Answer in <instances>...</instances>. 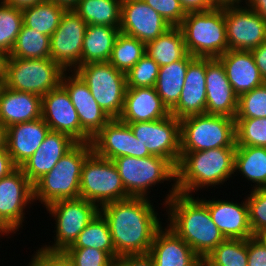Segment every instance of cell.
Masks as SVG:
<instances>
[{
	"instance_id": "cell-21",
	"label": "cell",
	"mask_w": 266,
	"mask_h": 266,
	"mask_svg": "<svg viewBox=\"0 0 266 266\" xmlns=\"http://www.w3.org/2000/svg\"><path fill=\"white\" fill-rule=\"evenodd\" d=\"M208 207L211 219L225 239H248L253 237L249 222L246 196L241 204L229 200L200 198Z\"/></svg>"
},
{
	"instance_id": "cell-35",
	"label": "cell",
	"mask_w": 266,
	"mask_h": 266,
	"mask_svg": "<svg viewBox=\"0 0 266 266\" xmlns=\"http://www.w3.org/2000/svg\"><path fill=\"white\" fill-rule=\"evenodd\" d=\"M96 248L105 251L114 261L116 252L108 223L99 212L80 232L72 246L68 248Z\"/></svg>"
},
{
	"instance_id": "cell-11",
	"label": "cell",
	"mask_w": 266,
	"mask_h": 266,
	"mask_svg": "<svg viewBox=\"0 0 266 266\" xmlns=\"http://www.w3.org/2000/svg\"><path fill=\"white\" fill-rule=\"evenodd\" d=\"M64 72L51 58L9 57L4 86L43 97L61 84Z\"/></svg>"
},
{
	"instance_id": "cell-28",
	"label": "cell",
	"mask_w": 266,
	"mask_h": 266,
	"mask_svg": "<svg viewBox=\"0 0 266 266\" xmlns=\"http://www.w3.org/2000/svg\"><path fill=\"white\" fill-rule=\"evenodd\" d=\"M42 97L19 92L5 87L0 88V123L6 128L41 118Z\"/></svg>"
},
{
	"instance_id": "cell-5",
	"label": "cell",
	"mask_w": 266,
	"mask_h": 266,
	"mask_svg": "<svg viewBox=\"0 0 266 266\" xmlns=\"http://www.w3.org/2000/svg\"><path fill=\"white\" fill-rule=\"evenodd\" d=\"M112 161L119 172L126 193L130 197L149 198L151 192L149 190L165 181H168L169 184L171 181L174 183H171V190L169 189V193L165 195L163 205L178 192L176 189V167L163 157L156 155L143 158L121 156Z\"/></svg>"
},
{
	"instance_id": "cell-55",
	"label": "cell",
	"mask_w": 266,
	"mask_h": 266,
	"mask_svg": "<svg viewBox=\"0 0 266 266\" xmlns=\"http://www.w3.org/2000/svg\"><path fill=\"white\" fill-rule=\"evenodd\" d=\"M58 4L66 10H73L79 3V0H48Z\"/></svg>"
},
{
	"instance_id": "cell-22",
	"label": "cell",
	"mask_w": 266,
	"mask_h": 266,
	"mask_svg": "<svg viewBox=\"0 0 266 266\" xmlns=\"http://www.w3.org/2000/svg\"><path fill=\"white\" fill-rule=\"evenodd\" d=\"M149 255L155 266H203L202 259L168 226L155 233Z\"/></svg>"
},
{
	"instance_id": "cell-50",
	"label": "cell",
	"mask_w": 266,
	"mask_h": 266,
	"mask_svg": "<svg viewBox=\"0 0 266 266\" xmlns=\"http://www.w3.org/2000/svg\"><path fill=\"white\" fill-rule=\"evenodd\" d=\"M251 53L253 54L256 66L262 78L266 82V40L261 45L251 50Z\"/></svg>"
},
{
	"instance_id": "cell-29",
	"label": "cell",
	"mask_w": 266,
	"mask_h": 266,
	"mask_svg": "<svg viewBox=\"0 0 266 266\" xmlns=\"http://www.w3.org/2000/svg\"><path fill=\"white\" fill-rule=\"evenodd\" d=\"M195 58L187 53L181 60L159 68L154 88L169 111L177 104L180 98L187 68Z\"/></svg>"
},
{
	"instance_id": "cell-32",
	"label": "cell",
	"mask_w": 266,
	"mask_h": 266,
	"mask_svg": "<svg viewBox=\"0 0 266 266\" xmlns=\"http://www.w3.org/2000/svg\"><path fill=\"white\" fill-rule=\"evenodd\" d=\"M145 50L160 67L181 60L187 54L179 26H172L155 40L147 42Z\"/></svg>"
},
{
	"instance_id": "cell-25",
	"label": "cell",
	"mask_w": 266,
	"mask_h": 266,
	"mask_svg": "<svg viewBox=\"0 0 266 266\" xmlns=\"http://www.w3.org/2000/svg\"><path fill=\"white\" fill-rule=\"evenodd\" d=\"M49 131L50 127L42 118L7 127L6 149L16 167L36 152Z\"/></svg>"
},
{
	"instance_id": "cell-33",
	"label": "cell",
	"mask_w": 266,
	"mask_h": 266,
	"mask_svg": "<svg viewBox=\"0 0 266 266\" xmlns=\"http://www.w3.org/2000/svg\"><path fill=\"white\" fill-rule=\"evenodd\" d=\"M122 0H79L73 9L87 25L120 26Z\"/></svg>"
},
{
	"instance_id": "cell-15",
	"label": "cell",
	"mask_w": 266,
	"mask_h": 266,
	"mask_svg": "<svg viewBox=\"0 0 266 266\" xmlns=\"http://www.w3.org/2000/svg\"><path fill=\"white\" fill-rule=\"evenodd\" d=\"M86 27L87 23L74 10H66L51 35L50 58L64 71H75L81 65Z\"/></svg>"
},
{
	"instance_id": "cell-6",
	"label": "cell",
	"mask_w": 266,
	"mask_h": 266,
	"mask_svg": "<svg viewBox=\"0 0 266 266\" xmlns=\"http://www.w3.org/2000/svg\"><path fill=\"white\" fill-rule=\"evenodd\" d=\"M187 53L200 58H218L228 51L224 3L204 12H189L179 25Z\"/></svg>"
},
{
	"instance_id": "cell-51",
	"label": "cell",
	"mask_w": 266,
	"mask_h": 266,
	"mask_svg": "<svg viewBox=\"0 0 266 266\" xmlns=\"http://www.w3.org/2000/svg\"><path fill=\"white\" fill-rule=\"evenodd\" d=\"M16 166L11 160L7 149L0 150V179L12 172Z\"/></svg>"
},
{
	"instance_id": "cell-38",
	"label": "cell",
	"mask_w": 266,
	"mask_h": 266,
	"mask_svg": "<svg viewBox=\"0 0 266 266\" xmlns=\"http://www.w3.org/2000/svg\"><path fill=\"white\" fill-rule=\"evenodd\" d=\"M145 54V43L120 32L108 62L126 74Z\"/></svg>"
},
{
	"instance_id": "cell-39",
	"label": "cell",
	"mask_w": 266,
	"mask_h": 266,
	"mask_svg": "<svg viewBox=\"0 0 266 266\" xmlns=\"http://www.w3.org/2000/svg\"><path fill=\"white\" fill-rule=\"evenodd\" d=\"M22 25L21 9L0 1V51L10 54Z\"/></svg>"
},
{
	"instance_id": "cell-17",
	"label": "cell",
	"mask_w": 266,
	"mask_h": 266,
	"mask_svg": "<svg viewBox=\"0 0 266 266\" xmlns=\"http://www.w3.org/2000/svg\"><path fill=\"white\" fill-rule=\"evenodd\" d=\"M90 143L96 155L109 160L121 156L143 158L152 155L137 140L130 126L119 118L111 119Z\"/></svg>"
},
{
	"instance_id": "cell-43",
	"label": "cell",
	"mask_w": 266,
	"mask_h": 266,
	"mask_svg": "<svg viewBox=\"0 0 266 266\" xmlns=\"http://www.w3.org/2000/svg\"><path fill=\"white\" fill-rule=\"evenodd\" d=\"M246 196L254 236H266V188L250 189Z\"/></svg>"
},
{
	"instance_id": "cell-34",
	"label": "cell",
	"mask_w": 266,
	"mask_h": 266,
	"mask_svg": "<svg viewBox=\"0 0 266 266\" xmlns=\"http://www.w3.org/2000/svg\"><path fill=\"white\" fill-rule=\"evenodd\" d=\"M23 25L39 33L51 35L58 28L65 8L51 1H44L21 9Z\"/></svg>"
},
{
	"instance_id": "cell-26",
	"label": "cell",
	"mask_w": 266,
	"mask_h": 266,
	"mask_svg": "<svg viewBox=\"0 0 266 266\" xmlns=\"http://www.w3.org/2000/svg\"><path fill=\"white\" fill-rule=\"evenodd\" d=\"M217 59L238 97L265 83L251 51L228 50Z\"/></svg>"
},
{
	"instance_id": "cell-20",
	"label": "cell",
	"mask_w": 266,
	"mask_h": 266,
	"mask_svg": "<svg viewBox=\"0 0 266 266\" xmlns=\"http://www.w3.org/2000/svg\"><path fill=\"white\" fill-rule=\"evenodd\" d=\"M238 96L235 94L223 64L217 58H206V114L234 118Z\"/></svg>"
},
{
	"instance_id": "cell-45",
	"label": "cell",
	"mask_w": 266,
	"mask_h": 266,
	"mask_svg": "<svg viewBox=\"0 0 266 266\" xmlns=\"http://www.w3.org/2000/svg\"><path fill=\"white\" fill-rule=\"evenodd\" d=\"M159 13L171 26H179L186 12L181 6L179 0H143Z\"/></svg>"
},
{
	"instance_id": "cell-47",
	"label": "cell",
	"mask_w": 266,
	"mask_h": 266,
	"mask_svg": "<svg viewBox=\"0 0 266 266\" xmlns=\"http://www.w3.org/2000/svg\"><path fill=\"white\" fill-rule=\"evenodd\" d=\"M248 266H266V236L248 238Z\"/></svg>"
},
{
	"instance_id": "cell-23",
	"label": "cell",
	"mask_w": 266,
	"mask_h": 266,
	"mask_svg": "<svg viewBox=\"0 0 266 266\" xmlns=\"http://www.w3.org/2000/svg\"><path fill=\"white\" fill-rule=\"evenodd\" d=\"M206 108V58L196 57L188 66L185 83L170 114L181 120L204 114Z\"/></svg>"
},
{
	"instance_id": "cell-52",
	"label": "cell",
	"mask_w": 266,
	"mask_h": 266,
	"mask_svg": "<svg viewBox=\"0 0 266 266\" xmlns=\"http://www.w3.org/2000/svg\"><path fill=\"white\" fill-rule=\"evenodd\" d=\"M245 6L254 10L266 23V0H243Z\"/></svg>"
},
{
	"instance_id": "cell-7",
	"label": "cell",
	"mask_w": 266,
	"mask_h": 266,
	"mask_svg": "<svg viewBox=\"0 0 266 266\" xmlns=\"http://www.w3.org/2000/svg\"><path fill=\"white\" fill-rule=\"evenodd\" d=\"M221 147H236L234 118L204 113L180 120L181 152Z\"/></svg>"
},
{
	"instance_id": "cell-37",
	"label": "cell",
	"mask_w": 266,
	"mask_h": 266,
	"mask_svg": "<svg viewBox=\"0 0 266 266\" xmlns=\"http://www.w3.org/2000/svg\"><path fill=\"white\" fill-rule=\"evenodd\" d=\"M202 261L203 266H248V239H225Z\"/></svg>"
},
{
	"instance_id": "cell-16",
	"label": "cell",
	"mask_w": 266,
	"mask_h": 266,
	"mask_svg": "<svg viewBox=\"0 0 266 266\" xmlns=\"http://www.w3.org/2000/svg\"><path fill=\"white\" fill-rule=\"evenodd\" d=\"M69 73V74H68ZM65 71L61 85L68 92L81 125V143H90L91 139L111 120L92 96L87 84L72 71Z\"/></svg>"
},
{
	"instance_id": "cell-49",
	"label": "cell",
	"mask_w": 266,
	"mask_h": 266,
	"mask_svg": "<svg viewBox=\"0 0 266 266\" xmlns=\"http://www.w3.org/2000/svg\"><path fill=\"white\" fill-rule=\"evenodd\" d=\"M179 2L186 13L209 11L219 4L216 0H179Z\"/></svg>"
},
{
	"instance_id": "cell-13",
	"label": "cell",
	"mask_w": 266,
	"mask_h": 266,
	"mask_svg": "<svg viewBox=\"0 0 266 266\" xmlns=\"http://www.w3.org/2000/svg\"><path fill=\"white\" fill-rule=\"evenodd\" d=\"M244 3H224L228 50L251 51L266 40V23Z\"/></svg>"
},
{
	"instance_id": "cell-40",
	"label": "cell",
	"mask_w": 266,
	"mask_h": 266,
	"mask_svg": "<svg viewBox=\"0 0 266 266\" xmlns=\"http://www.w3.org/2000/svg\"><path fill=\"white\" fill-rule=\"evenodd\" d=\"M236 146L266 147V118H235Z\"/></svg>"
},
{
	"instance_id": "cell-27",
	"label": "cell",
	"mask_w": 266,
	"mask_h": 266,
	"mask_svg": "<svg viewBox=\"0 0 266 266\" xmlns=\"http://www.w3.org/2000/svg\"><path fill=\"white\" fill-rule=\"evenodd\" d=\"M170 115L154 87L127 88L119 119L124 123L156 121Z\"/></svg>"
},
{
	"instance_id": "cell-9",
	"label": "cell",
	"mask_w": 266,
	"mask_h": 266,
	"mask_svg": "<svg viewBox=\"0 0 266 266\" xmlns=\"http://www.w3.org/2000/svg\"><path fill=\"white\" fill-rule=\"evenodd\" d=\"M80 197L100 208L130 196L126 193L114 162L92 151L82 167Z\"/></svg>"
},
{
	"instance_id": "cell-46",
	"label": "cell",
	"mask_w": 266,
	"mask_h": 266,
	"mask_svg": "<svg viewBox=\"0 0 266 266\" xmlns=\"http://www.w3.org/2000/svg\"><path fill=\"white\" fill-rule=\"evenodd\" d=\"M31 256L27 266H72L63 252H49L39 247Z\"/></svg>"
},
{
	"instance_id": "cell-48",
	"label": "cell",
	"mask_w": 266,
	"mask_h": 266,
	"mask_svg": "<svg viewBox=\"0 0 266 266\" xmlns=\"http://www.w3.org/2000/svg\"><path fill=\"white\" fill-rule=\"evenodd\" d=\"M114 266H155V263L147 253L120 256L114 261Z\"/></svg>"
},
{
	"instance_id": "cell-19",
	"label": "cell",
	"mask_w": 266,
	"mask_h": 266,
	"mask_svg": "<svg viewBox=\"0 0 266 266\" xmlns=\"http://www.w3.org/2000/svg\"><path fill=\"white\" fill-rule=\"evenodd\" d=\"M41 118L51 131L67 134L81 143V125L77 111L61 84L42 97Z\"/></svg>"
},
{
	"instance_id": "cell-8",
	"label": "cell",
	"mask_w": 266,
	"mask_h": 266,
	"mask_svg": "<svg viewBox=\"0 0 266 266\" xmlns=\"http://www.w3.org/2000/svg\"><path fill=\"white\" fill-rule=\"evenodd\" d=\"M75 72L87 84L98 105L111 119L123 112L127 90L126 74L108 61L80 65Z\"/></svg>"
},
{
	"instance_id": "cell-54",
	"label": "cell",
	"mask_w": 266,
	"mask_h": 266,
	"mask_svg": "<svg viewBox=\"0 0 266 266\" xmlns=\"http://www.w3.org/2000/svg\"><path fill=\"white\" fill-rule=\"evenodd\" d=\"M8 60L9 54L7 52L0 51V86L5 84Z\"/></svg>"
},
{
	"instance_id": "cell-31",
	"label": "cell",
	"mask_w": 266,
	"mask_h": 266,
	"mask_svg": "<svg viewBox=\"0 0 266 266\" xmlns=\"http://www.w3.org/2000/svg\"><path fill=\"white\" fill-rule=\"evenodd\" d=\"M234 172L254 183L252 190L266 188V147L236 146Z\"/></svg>"
},
{
	"instance_id": "cell-18",
	"label": "cell",
	"mask_w": 266,
	"mask_h": 266,
	"mask_svg": "<svg viewBox=\"0 0 266 266\" xmlns=\"http://www.w3.org/2000/svg\"><path fill=\"white\" fill-rule=\"evenodd\" d=\"M172 27L159 13L143 0H122L120 32L143 43L155 40Z\"/></svg>"
},
{
	"instance_id": "cell-2",
	"label": "cell",
	"mask_w": 266,
	"mask_h": 266,
	"mask_svg": "<svg viewBox=\"0 0 266 266\" xmlns=\"http://www.w3.org/2000/svg\"><path fill=\"white\" fill-rule=\"evenodd\" d=\"M192 195L175 193L167 202V226L203 260L225 237L211 219L208 207Z\"/></svg>"
},
{
	"instance_id": "cell-42",
	"label": "cell",
	"mask_w": 266,
	"mask_h": 266,
	"mask_svg": "<svg viewBox=\"0 0 266 266\" xmlns=\"http://www.w3.org/2000/svg\"><path fill=\"white\" fill-rule=\"evenodd\" d=\"M160 66L145 54L127 73V88L154 87Z\"/></svg>"
},
{
	"instance_id": "cell-57",
	"label": "cell",
	"mask_w": 266,
	"mask_h": 266,
	"mask_svg": "<svg viewBox=\"0 0 266 266\" xmlns=\"http://www.w3.org/2000/svg\"><path fill=\"white\" fill-rule=\"evenodd\" d=\"M219 4L222 3H238V2H243V0H216Z\"/></svg>"
},
{
	"instance_id": "cell-4",
	"label": "cell",
	"mask_w": 266,
	"mask_h": 266,
	"mask_svg": "<svg viewBox=\"0 0 266 266\" xmlns=\"http://www.w3.org/2000/svg\"><path fill=\"white\" fill-rule=\"evenodd\" d=\"M92 152L91 143H76L55 165L34 185V202L45 207L53 202L80 197L82 167Z\"/></svg>"
},
{
	"instance_id": "cell-56",
	"label": "cell",
	"mask_w": 266,
	"mask_h": 266,
	"mask_svg": "<svg viewBox=\"0 0 266 266\" xmlns=\"http://www.w3.org/2000/svg\"><path fill=\"white\" fill-rule=\"evenodd\" d=\"M7 128L0 123V150L6 149Z\"/></svg>"
},
{
	"instance_id": "cell-12",
	"label": "cell",
	"mask_w": 266,
	"mask_h": 266,
	"mask_svg": "<svg viewBox=\"0 0 266 266\" xmlns=\"http://www.w3.org/2000/svg\"><path fill=\"white\" fill-rule=\"evenodd\" d=\"M29 203L30 207L35 203L33 184L21 168L16 167L0 179V231L5 236L17 234L19 228L23 227Z\"/></svg>"
},
{
	"instance_id": "cell-30",
	"label": "cell",
	"mask_w": 266,
	"mask_h": 266,
	"mask_svg": "<svg viewBox=\"0 0 266 266\" xmlns=\"http://www.w3.org/2000/svg\"><path fill=\"white\" fill-rule=\"evenodd\" d=\"M119 27L87 25L83 39L81 65L109 61Z\"/></svg>"
},
{
	"instance_id": "cell-14",
	"label": "cell",
	"mask_w": 266,
	"mask_h": 266,
	"mask_svg": "<svg viewBox=\"0 0 266 266\" xmlns=\"http://www.w3.org/2000/svg\"><path fill=\"white\" fill-rule=\"evenodd\" d=\"M137 140L152 155L169 160L175 167L180 160V120L171 114L156 121L128 123Z\"/></svg>"
},
{
	"instance_id": "cell-58",
	"label": "cell",
	"mask_w": 266,
	"mask_h": 266,
	"mask_svg": "<svg viewBox=\"0 0 266 266\" xmlns=\"http://www.w3.org/2000/svg\"><path fill=\"white\" fill-rule=\"evenodd\" d=\"M1 236L3 237V236H5V235L0 231V237H1Z\"/></svg>"
},
{
	"instance_id": "cell-41",
	"label": "cell",
	"mask_w": 266,
	"mask_h": 266,
	"mask_svg": "<svg viewBox=\"0 0 266 266\" xmlns=\"http://www.w3.org/2000/svg\"><path fill=\"white\" fill-rule=\"evenodd\" d=\"M235 118H266V82L238 97Z\"/></svg>"
},
{
	"instance_id": "cell-1",
	"label": "cell",
	"mask_w": 266,
	"mask_h": 266,
	"mask_svg": "<svg viewBox=\"0 0 266 266\" xmlns=\"http://www.w3.org/2000/svg\"><path fill=\"white\" fill-rule=\"evenodd\" d=\"M150 199L128 197L100 207L109 226L116 259L149 253L155 233L163 224Z\"/></svg>"
},
{
	"instance_id": "cell-53",
	"label": "cell",
	"mask_w": 266,
	"mask_h": 266,
	"mask_svg": "<svg viewBox=\"0 0 266 266\" xmlns=\"http://www.w3.org/2000/svg\"><path fill=\"white\" fill-rule=\"evenodd\" d=\"M0 1H2L3 3L7 5H10V6L19 8V9H23V8H26V7L35 5V4L42 3L47 0H0Z\"/></svg>"
},
{
	"instance_id": "cell-24",
	"label": "cell",
	"mask_w": 266,
	"mask_h": 266,
	"mask_svg": "<svg viewBox=\"0 0 266 266\" xmlns=\"http://www.w3.org/2000/svg\"><path fill=\"white\" fill-rule=\"evenodd\" d=\"M76 143L69 135L50 130L36 152L20 168L34 185L50 172Z\"/></svg>"
},
{
	"instance_id": "cell-44",
	"label": "cell",
	"mask_w": 266,
	"mask_h": 266,
	"mask_svg": "<svg viewBox=\"0 0 266 266\" xmlns=\"http://www.w3.org/2000/svg\"><path fill=\"white\" fill-rule=\"evenodd\" d=\"M63 253L72 266H114V260L100 249L67 248Z\"/></svg>"
},
{
	"instance_id": "cell-10",
	"label": "cell",
	"mask_w": 266,
	"mask_h": 266,
	"mask_svg": "<svg viewBox=\"0 0 266 266\" xmlns=\"http://www.w3.org/2000/svg\"><path fill=\"white\" fill-rule=\"evenodd\" d=\"M45 208L56 222L54 242L41 246V249L49 252H64L72 246L80 232L100 212L96 204L81 197L58 200Z\"/></svg>"
},
{
	"instance_id": "cell-3",
	"label": "cell",
	"mask_w": 266,
	"mask_h": 266,
	"mask_svg": "<svg viewBox=\"0 0 266 266\" xmlns=\"http://www.w3.org/2000/svg\"><path fill=\"white\" fill-rule=\"evenodd\" d=\"M236 147L181 152L176 167V189L192 195L202 188L223 185L233 178ZM200 189V190H199ZM196 191V192H195Z\"/></svg>"
},
{
	"instance_id": "cell-36",
	"label": "cell",
	"mask_w": 266,
	"mask_h": 266,
	"mask_svg": "<svg viewBox=\"0 0 266 266\" xmlns=\"http://www.w3.org/2000/svg\"><path fill=\"white\" fill-rule=\"evenodd\" d=\"M9 57L50 58V36L22 25Z\"/></svg>"
}]
</instances>
